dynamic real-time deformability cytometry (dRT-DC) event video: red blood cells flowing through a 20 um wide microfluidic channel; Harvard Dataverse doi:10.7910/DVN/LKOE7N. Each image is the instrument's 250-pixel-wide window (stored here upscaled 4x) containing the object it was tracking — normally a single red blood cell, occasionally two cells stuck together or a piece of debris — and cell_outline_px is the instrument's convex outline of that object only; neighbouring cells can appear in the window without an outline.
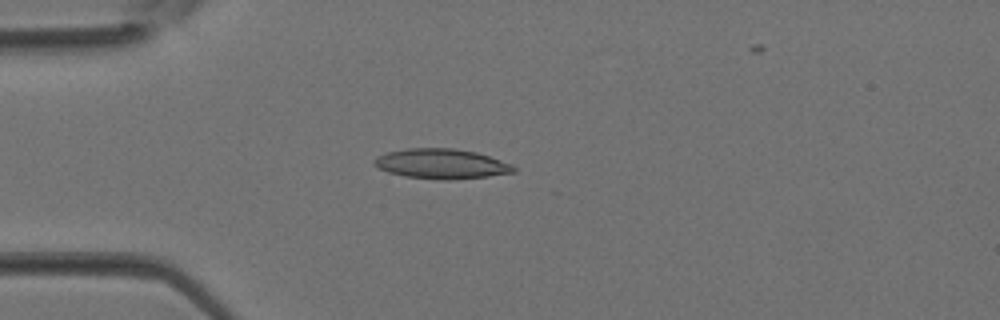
{"species": "Egyptian fruit bat (a non-hibernating species)", "species_latin": "Rousettus aegyptiacus", "temperature_condition": "room temperature", "stored_images_in_passage": 4, "camera_frame_rate_fps": 3000, "um_per_image_px": 0.085, "animal": {"sex": "female"}, "frame": {"image": 1, "passage_image": 3, "time_ms": 0.667, "image_size_px": [1000, 320], "cell_outline_px": [[516, 172], [488, 176], [444, 180], [440, 180], [404, 176], [388, 172], [372, 164], [372, 160], [376, 156], [388, 152], [408, 148], [452, 148], [476, 152], [512, 164], [516, 168]], "centroid_in_image_um": [37.5, 13.92], "position_along_channel_um": 47.5, "area_um2": 24.28}}